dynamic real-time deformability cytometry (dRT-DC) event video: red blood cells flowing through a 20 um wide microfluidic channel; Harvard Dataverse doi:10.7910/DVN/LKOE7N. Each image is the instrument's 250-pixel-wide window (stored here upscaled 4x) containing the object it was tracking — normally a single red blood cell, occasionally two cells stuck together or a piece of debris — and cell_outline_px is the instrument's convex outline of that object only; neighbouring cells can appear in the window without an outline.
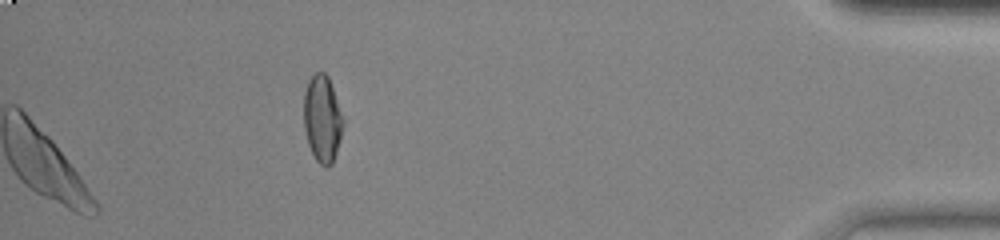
{"species": "common noctule bat (a hibernating species)", "species_latin": "Nyctalus noctula", "temperature_condition": "warm", "stored_images_in_passage": 48, "camera_frame_rate_fps": 3000, "um_per_image_px": 0.085, "animal": {"sex": "female", "body_mass_g": 23.0, "forearm_length_mm": 53.4}, "frame": {"image": 1, "passage_image": 48, "time_ms": 15.667, "image_size_px": [1000, 240], "cell_outline_px": [[344, 124], [340, 140], [332, 164], [328, 168], [320, 164], [316, 160], [308, 144], [304, 128], [304, 92], [308, 80], [316, 72], [324, 72], [328, 76], [344, 120]], "centroid_in_image_um": [27.39, 10.1], "position_along_channel_um": 407.8, "area_um2": 19.88}}